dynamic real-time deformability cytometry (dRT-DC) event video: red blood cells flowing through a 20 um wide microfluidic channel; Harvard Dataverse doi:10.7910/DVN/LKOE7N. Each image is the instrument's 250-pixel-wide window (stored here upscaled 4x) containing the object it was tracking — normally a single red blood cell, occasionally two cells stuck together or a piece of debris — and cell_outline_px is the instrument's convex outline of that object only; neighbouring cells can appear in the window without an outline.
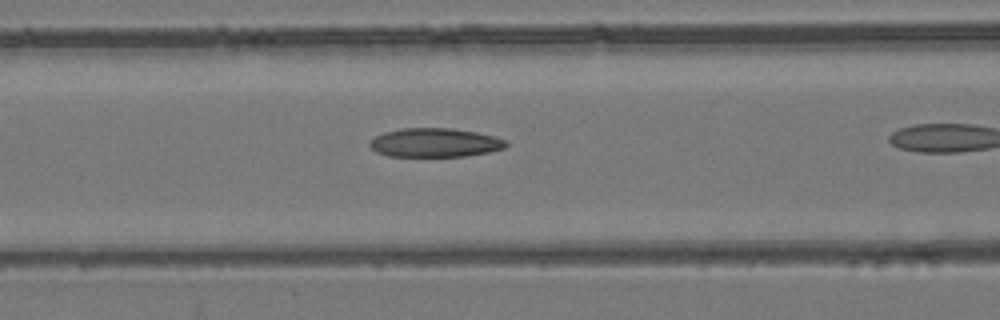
{"species": "common noctule bat (a hibernating species)", "species_latin": "Nyctalus noctula", "temperature_condition": "room temperature", "stored_images_in_passage": 4, "camera_frame_rate_fps": 3000, "um_per_image_px": 0.085, "animal": {"sex": "female", "body_mass_g": 24.6, "forearm_length_mm": 56.2}, "frame": {"image": 1, "passage_image": 3, "time_ms": 3.333, "image_size_px": [1000, 320], "cell_outline_px": [[508, 144], [504, 148], [488, 152], [464, 156], [388, 156], [376, 152], [368, 144], [376, 136], [384, 132], [400, 128], [452, 128], [476, 132], [492, 136], [504, 140]], "centroid_in_image_um": [36.93, 12.12], "position_along_channel_um": 129.7, "area_um2": 22.77}}